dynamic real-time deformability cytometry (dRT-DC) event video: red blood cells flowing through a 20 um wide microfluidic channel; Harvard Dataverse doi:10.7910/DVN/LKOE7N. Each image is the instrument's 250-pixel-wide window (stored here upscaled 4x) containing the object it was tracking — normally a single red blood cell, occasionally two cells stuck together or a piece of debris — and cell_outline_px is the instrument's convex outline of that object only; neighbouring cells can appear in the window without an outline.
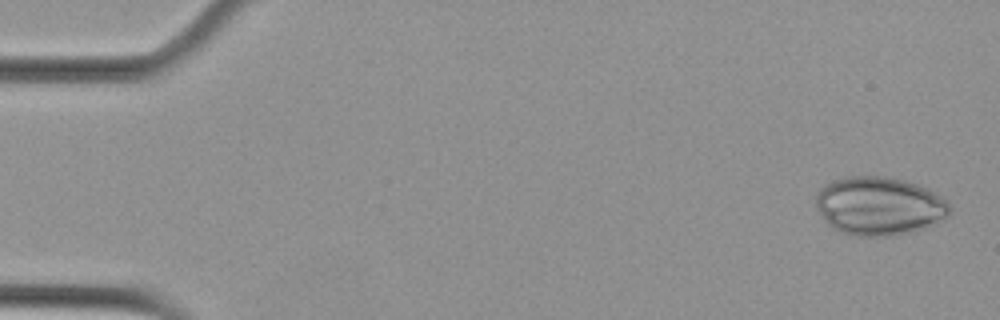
{"species": "Egyptian fruit bat (a non-hibernating species)", "species_latin": "Rousettus aegyptiacus", "temperature_condition": "cold", "stored_images_in_passage": 5, "camera_frame_rate_fps": 3000, "um_per_image_px": 0.085, "animal": {"sex": "female"}, "frame": {"image": 1, "passage_image": 1, "time_ms": 0.0, "image_size_px": [1000, 320], "cell_outline_px": [[948, 216], [916, 228], [892, 236], [856, 236], [840, 232], [832, 228], [824, 220], [816, 208], [816, 196], [820, 188], [824, 184], [832, 180], [848, 176], [880, 176], [904, 180], [928, 188], [944, 200], [948, 204]], "centroid_in_image_um": [74.62, 17.48], "position_along_channel_um": 10.4, "area_um2": 44.85}}